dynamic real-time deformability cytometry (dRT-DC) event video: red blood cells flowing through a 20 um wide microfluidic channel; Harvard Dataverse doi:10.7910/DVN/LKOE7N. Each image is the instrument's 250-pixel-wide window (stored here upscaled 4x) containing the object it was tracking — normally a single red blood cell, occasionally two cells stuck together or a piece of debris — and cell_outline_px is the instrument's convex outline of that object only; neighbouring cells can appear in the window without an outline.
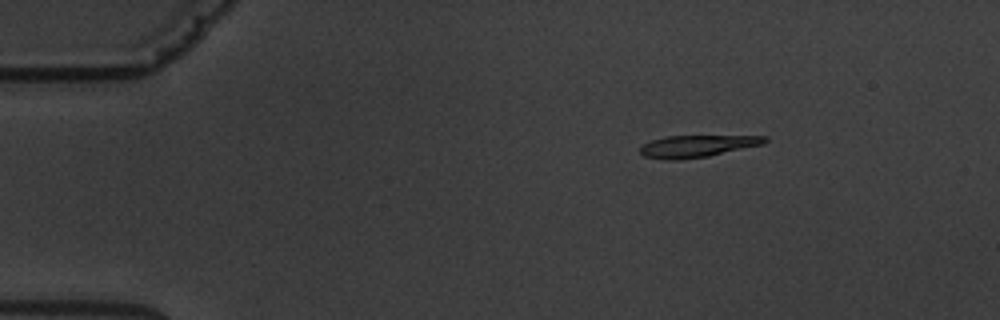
{"species": "common noctule bat (a hibernating species)", "species_latin": "Nyctalus noctula", "temperature_condition": "warm", "stored_images_in_passage": 5, "camera_frame_rate_fps": 3000, "um_per_image_px": 0.085, "animal": {"sex": "male", "body_mass_g": 19.5, "forearm_length_mm": 54.6}, "frame": {"image": 1, "passage_image": 2, "time_ms": 1.333, "image_size_px": [1000, 320], "cell_outline_px": [[768, 140], [764, 144], [708, 156], [680, 160], [664, 160], [644, 156], [640, 152], [640, 148], [644, 144], [652, 140], [664, 136], [768, 136]], "centroid_in_image_um": [59.25, 12.42], "position_along_channel_um": 25.7, "area_um2": 15.95}}
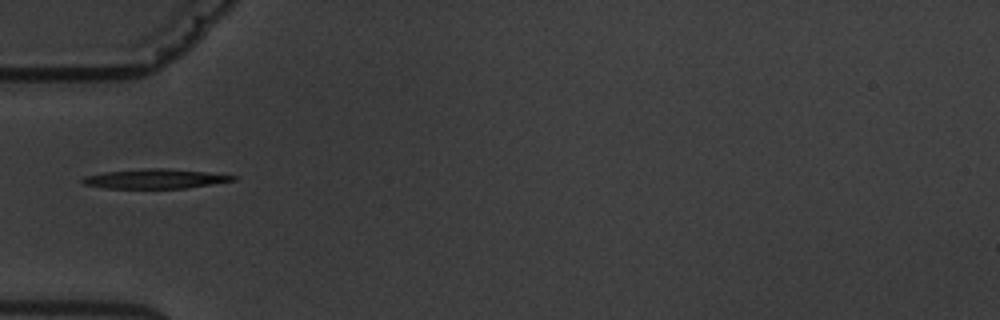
{"frame": {"image": 2, "passage_image": 5, "time_ms": 4.667, "image_size_px": [1000, 320], "cell_outline_px": [[236, 180], [184, 188], [108, 188], [84, 184], [80, 180], [84, 176], [104, 172], [148, 168], [168, 168], [208, 172], [236, 176]], "centroid_in_image_um": [13.17, 15.19], "position_along_channel_um": 71.8, "area_um2": 16.94}}